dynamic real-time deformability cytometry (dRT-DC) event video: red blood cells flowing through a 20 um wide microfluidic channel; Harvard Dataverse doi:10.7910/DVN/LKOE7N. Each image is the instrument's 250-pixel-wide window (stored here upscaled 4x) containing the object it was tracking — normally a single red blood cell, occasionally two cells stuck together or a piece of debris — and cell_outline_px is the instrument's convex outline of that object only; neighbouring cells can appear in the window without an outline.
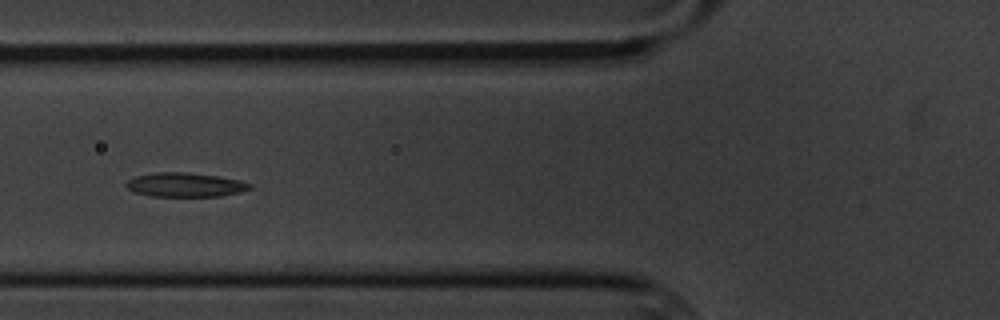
{"species": "common noctule bat (a hibernating species)", "species_latin": "Nyctalus noctula", "temperature_condition": "cold", "stored_images_in_passage": 10, "camera_frame_rate_fps": 3000, "um_per_image_px": 0.085, "animal": {"sex": "male", "body_mass_g": 20.1, "forearm_length_mm": 53.5}, "frame": {"image": 1, "passage_image": 5, "time_ms": 5.667, "image_size_px": [1000, 320], "cell_outline_px": [[252, 188], [240, 192], [220, 196], [148, 196], [136, 192], [128, 188], [124, 184], [128, 180], [136, 176], [156, 172], [188, 172], [216, 176], [240, 180], [252, 184]], "centroid_in_image_um": [15.74, 15.7], "position_along_channel_um": 110.1, "area_um2": 17.34}}
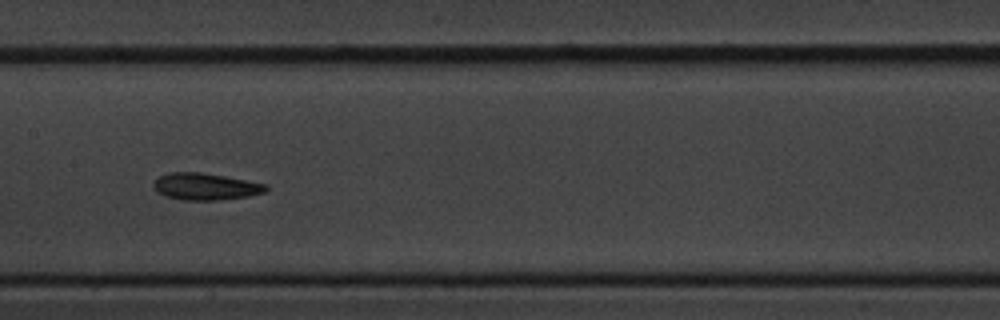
{"frame": {"image": 2, "passage_image": 7, "time_ms": 8.0, "image_size_px": [1000, 320], "cell_outline_px": [[268, 188], [264, 192], [248, 196], [220, 200], [184, 200], [164, 196], [156, 192], [152, 188], [152, 184], [160, 176], [172, 172], [200, 172], [248, 180], [268, 184]], "centroid_in_image_um": [17.45, 15.86], "position_along_channel_um": 189.9, "area_um2": 17.69}}
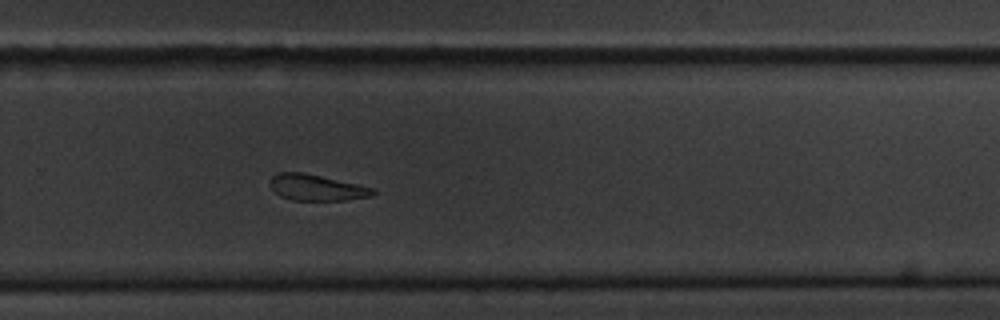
{"frame": {"image": 3, "passage_image": 10, "time_ms": 11.333, "image_size_px": [1000, 320], "cell_outline_px": [[376, 192], [372, 196], [344, 200], [292, 200], [280, 196], [268, 184], [268, 180], [276, 172], [304, 172], [376, 188]], "centroid_in_image_um": [26.89, 15.93], "position_along_channel_um": 302.9, "area_um2": 15.84}}